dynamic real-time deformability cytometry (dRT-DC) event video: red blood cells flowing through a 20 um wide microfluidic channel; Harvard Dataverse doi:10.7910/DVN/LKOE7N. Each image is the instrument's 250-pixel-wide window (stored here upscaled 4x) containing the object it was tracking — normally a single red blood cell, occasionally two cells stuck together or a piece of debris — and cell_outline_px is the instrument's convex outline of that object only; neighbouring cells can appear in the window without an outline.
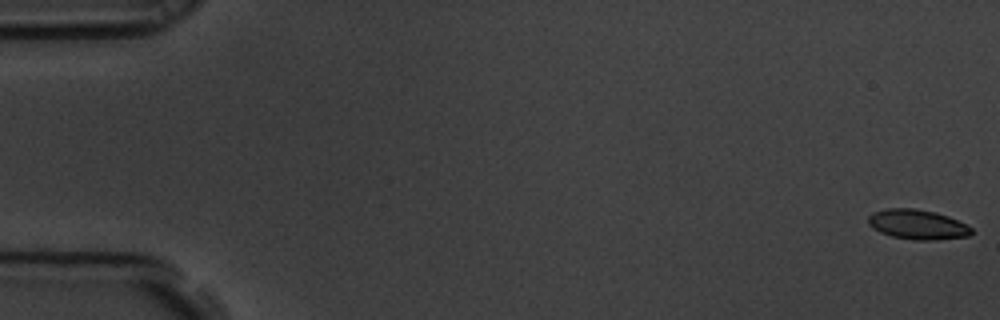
{"species": "common noctule bat (a hibernating species)", "species_latin": "Nyctalus noctula", "temperature_condition": "room temperature", "stored_images_in_passage": 7, "segment_of_instrument_passage": [1, 2], "camera_frame_rate_fps": 3000, "um_per_image_px": 0.085, "animal": {"sex": "male", "body_mass_g": 19.5, "forearm_length_mm": 54.6}, "frame": {"image": 1, "passage_image": 1, "time_ms": 0.0, "image_size_px": [1000, 320], "cell_outline_px": [[972, 232], [968, 236], [936, 240], [916, 240], [892, 236], [880, 232], [872, 228], [868, 224], [868, 216], [872, 212], [888, 208], [916, 208], [936, 212], [948, 216], [972, 228]], "centroid_in_image_um": [77.95, 19.07], "position_along_channel_um": 7.0, "area_um2": 17.92}}
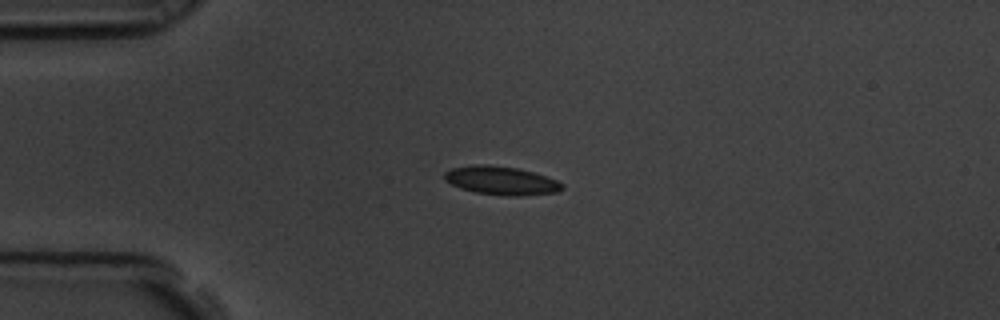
{"frame": {"image": 2, "passage_image": 5, "time_ms": 1.333, "image_size_px": [1000, 320], "cell_outline_px": [[564, 188], [556, 192], [516, 196], [504, 196], [476, 192], [460, 188], [444, 180], [444, 172], [452, 168], [472, 164], [488, 164], [516, 168], [532, 172], [556, 180], [564, 184]], "centroid_in_image_um": [42.57, 15.34], "position_along_channel_um": 42.4, "area_um2": 19.48}}